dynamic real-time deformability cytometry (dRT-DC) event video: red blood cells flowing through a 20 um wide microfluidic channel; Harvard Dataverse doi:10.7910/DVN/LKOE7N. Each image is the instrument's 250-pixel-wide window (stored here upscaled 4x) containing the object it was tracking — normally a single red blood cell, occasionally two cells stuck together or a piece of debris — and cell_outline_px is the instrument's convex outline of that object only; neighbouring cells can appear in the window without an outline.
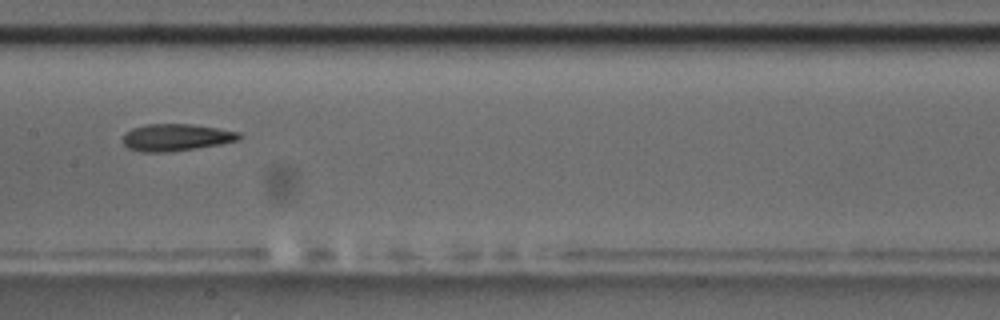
{"species": "common noctule bat (a hibernating species)", "species_latin": "Nyctalus noctula", "temperature_condition": "room temperature", "stored_images_in_passage": 12, "camera_frame_rate_fps": 3000, "um_per_image_px": 0.085, "animal": {"sex": "male", "body_mass_g": 17.5, "forearm_length_mm": 52.3}, "frame": {"image": 1, "passage_image": 4, "time_ms": 3.333, "image_size_px": [1000, 320], "cell_outline_px": [[240, 140], [220, 144], [172, 152], [140, 152], [128, 148], [124, 144], [120, 136], [124, 132], [132, 128], [144, 124], [192, 124], [240, 132]], "centroid_in_image_um": [14.9, 11.68], "position_along_channel_um": 192.5, "area_um2": 18.55}}
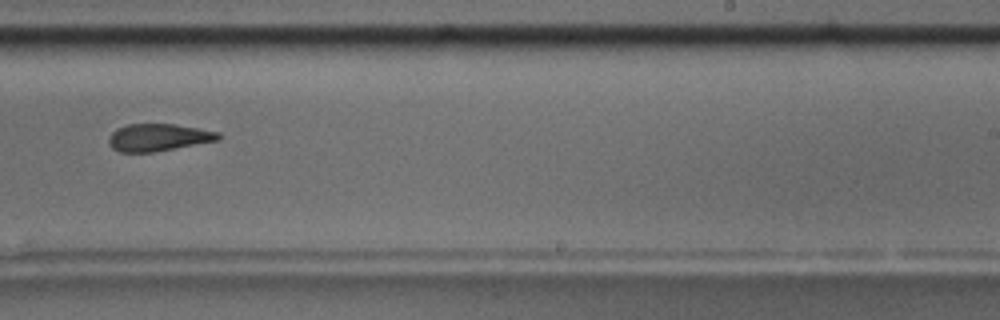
{"frame": {"image": 2, "passage_image": 6, "time_ms": 5.667, "image_size_px": [1000, 320], "cell_outline_px": [[224, 136], [220, 140], [152, 152], [120, 152], [112, 148], [108, 144], [108, 136], [116, 128], [128, 124], [176, 124], [220, 132]], "centroid_in_image_um": [13.47, 11.67], "position_along_channel_um": 275.5, "area_um2": 17.63}}